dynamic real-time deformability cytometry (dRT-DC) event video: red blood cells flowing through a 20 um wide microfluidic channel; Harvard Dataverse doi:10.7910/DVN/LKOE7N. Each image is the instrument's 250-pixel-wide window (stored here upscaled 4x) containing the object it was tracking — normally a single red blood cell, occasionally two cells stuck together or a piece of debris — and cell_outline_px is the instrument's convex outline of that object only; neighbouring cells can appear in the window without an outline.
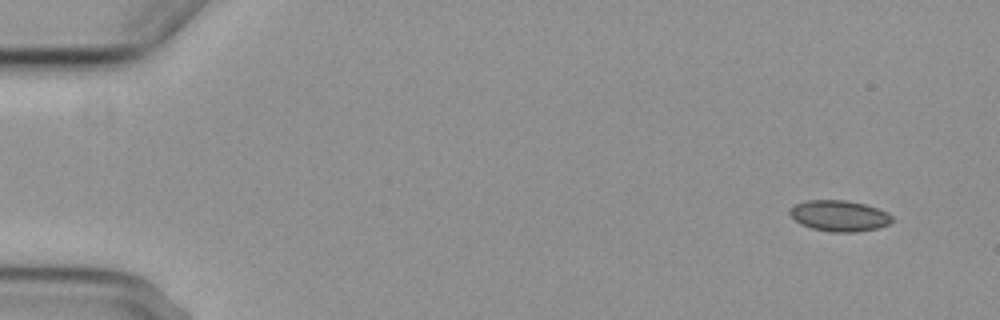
{"species": "common noctule bat (a hibernating species)", "species_latin": "Nyctalus noctula", "temperature_condition": "cold", "stored_images_in_passage": 3, "camera_frame_rate_fps": 3000, "um_per_image_px": 0.085, "animal": {"sex": "female", "body_mass_g": 29.2, "forearm_length_mm": 56.3}, "frame": {"image": 1, "passage_image": 1, "time_ms": 0.0, "image_size_px": [1000, 320], "cell_outline_px": [[892, 220], [888, 224], [876, 228], [856, 232], [832, 232], [812, 228], [800, 224], [788, 212], [788, 208], [796, 204], [808, 200], [844, 200], [864, 204], [888, 212], [892, 216]], "centroid_in_image_um": [71.31, 18.34], "position_along_channel_um": 13.7, "area_um2": 18.32}}
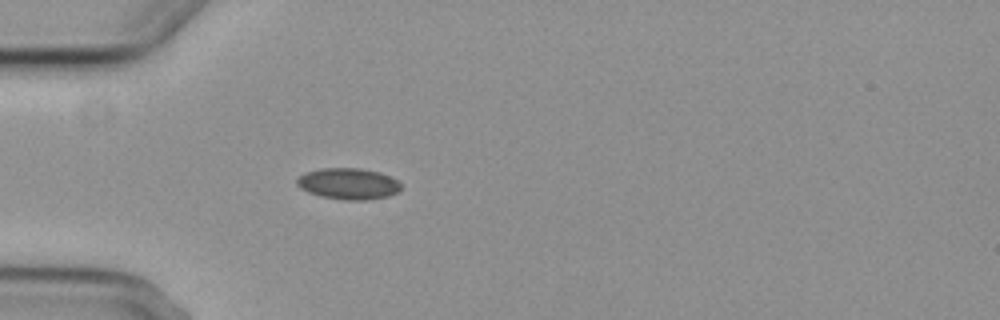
{"frame": {"image": 2, "passage_image": 3, "time_ms": 4.333, "image_size_px": [1000, 320], "cell_outline_px": [[400, 192], [388, 196], [368, 200], [344, 200], [320, 196], [308, 192], [300, 188], [296, 184], [296, 180], [304, 172], [320, 168], [360, 168], [380, 172], [396, 180], [400, 184]], "centroid_in_image_um": [29.59, 15.62], "position_along_channel_um": 55.4, "area_um2": 19.07}}